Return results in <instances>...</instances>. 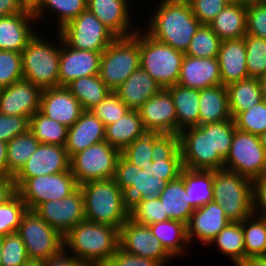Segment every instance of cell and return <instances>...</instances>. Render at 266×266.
Returning <instances> with one entry per match:
<instances>
[{
	"label": "cell",
	"instance_id": "cell-31",
	"mask_svg": "<svg viewBox=\"0 0 266 266\" xmlns=\"http://www.w3.org/2000/svg\"><path fill=\"white\" fill-rule=\"evenodd\" d=\"M172 96L177 115V134L181 130L199 126V89L179 84L166 88Z\"/></svg>",
	"mask_w": 266,
	"mask_h": 266
},
{
	"label": "cell",
	"instance_id": "cell-58",
	"mask_svg": "<svg viewBox=\"0 0 266 266\" xmlns=\"http://www.w3.org/2000/svg\"><path fill=\"white\" fill-rule=\"evenodd\" d=\"M134 177V165L128 162L122 155L118 158L114 181L123 190L126 187L132 186Z\"/></svg>",
	"mask_w": 266,
	"mask_h": 266
},
{
	"label": "cell",
	"instance_id": "cell-22",
	"mask_svg": "<svg viewBox=\"0 0 266 266\" xmlns=\"http://www.w3.org/2000/svg\"><path fill=\"white\" fill-rule=\"evenodd\" d=\"M39 111L69 128L84 110L66 86H58L42 89Z\"/></svg>",
	"mask_w": 266,
	"mask_h": 266
},
{
	"label": "cell",
	"instance_id": "cell-39",
	"mask_svg": "<svg viewBox=\"0 0 266 266\" xmlns=\"http://www.w3.org/2000/svg\"><path fill=\"white\" fill-rule=\"evenodd\" d=\"M80 102L83 110L90 111L110 94L111 90L100 79L99 75L86 76L73 80L66 86Z\"/></svg>",
	"mask_w": 266,
	"mask_h": 266
},
{
	"label": "cell",
	"instance_id": "cell-17",
	"mask_svg": "<svg viewBox=\"0 0 266 266\" xmlns=\"http://www.w3.org/2000/svg\"><path fill=\"white\" fill-rule=\"evenodd\" d=\"M65 171H70V158L65 146L40 143L13 180L17 189L28 178Z\"/></svg>",
	"mask_w": 266,
	"mask_h": 266
},
{
	"label": "cell",
	"instance_id": "cell-15",
	"mask_svg": "<svg viewBox=\"0 0 266 266\" xmlns=\"http://www.w3.org/2000/svg\"><path fill=\"white\" fill-rule=\"evenodd\" d=\"M119 247L125 252L158 261L162 266L174 260L147 225L128 218L119 230Z\"/></svg>",
	"mask_w": 266,
	"mask_h": 266
},
{
	"label": "cell",
	"instance_id": "cell-28",
	"mask_svg": "<svg viewBox=\"0 0 266 266\" xmlns=\"http://www.w3.org/2000/svg\"><path fill=\"white\" fill-rule=\"evenodd\" d=\"M161 89V86L139 67L114 92L129 109L138 110Z\"/></svg>",
	"mask_w": 266,
	"mask_h": 266
},
{
	"label": "cell",
	"instance_id": "cell-49",
	"mask_svg": "<svg viewBox=\"0 0 266 266\" xmlns=\"http://www.w3.org/2000/svg\"><path fill=\"white\" fill-rule=\"evenodd\" d=\"M129 218L141 225H147L169 220L164 214L163 204L158 197L141 200L129 213Z\"/></svg>",
	"mask_w": 266,
	"mask_h": 266
},
{
	"label": "cell",
	"instance_id": "cell-59",
	"mask_svg": "<svg viewBox=\"0 0 266 266\" xmlns=\"http://www.w3.org/2000/svg\"><path fill=\"white\" fill-rule=\"evenodd\" d=\"M254 213L266 217V172L253 181Z\"/></svg>",
	"mask_w": 266,
	"mask_h": 266
},
{
	"label": "cell",
	"instance_id": "cell-43",
	"mask_svg": "<svg viewBox=\"0 0 266 266\" xmlns=\"http://www.w3.org/2000/svg\"><path fill=\"white\" fill-rule=\"evenodd\" d=\"M221 42L222 40L208 25H201L184 54L196 58L218 57Z\"/></svg>",
	"mask_w": 266,
	"mask_h": 266
},
{
	"label": "cell",
	"instance_id": "cell-29",
	"mask_svg": "<svg viewBox=\"0 0 266 266\" xmlns=\"http://www.w3.org/2000/svg\"><path fill=\"white\" fill-rule=\"evenodd\" d=\"M230 119L226 86L220 84L199 90V125Z\"/></svg>",
	"mask_w": 266,
	"mask_h": 266
},
{
	"label": "cell",
	"instance_id": "cell-45",
	"mask_svg": "<svg viewBox=\"0 0 266 266\" xmlns=\"http://www.w3.org/2000/svg\"><path fill=\"white\" fill-rule=\"evenodd\" d=\"M157 132L146 131L139 136L135 141L129 144L121 155L133 165L139 168L151 166L152 150H153V136Z\"/></svg>",
	"mask_w": 266,
	"mask_h": 266
},
{
	"label": "cell",
	"instance_id": "cell-13",
	"mask_svg": "<svg viewBox=\"0 0 266 266\" xmlns=\"http://www.w3.org/2000/svg\"><path fill=\"white\" fill-rule=\"evenodd\" d=\"M58 32L62 40L74 49L101 53L117 38L88 9Z\"/></svg>",
	"mask_w": 266,
	"mask_h": 266
},
{
	"label": "cell",
	"instance_id": "cell-69",
	"mask_svg": "<svg viewBox=\"0 0 266 266\" xmlns=\"http://www.w3.org/2000/svg\"><path fill=\"white\" fill-rule=\"evenodd\" d=\"M28 7H33L38 0H23Z\"/></svg>",
	"mask_w": 266,
	"mask_h": 266
},
{
	"label": "cell",
	"instance_id": "cell-54",
	"mask_svg": "<svg viewBox=\"0 0 266 266\" xmlns=\"http://www.w3.org/2000/svg\"><path fill=\"white\" fill-rule=\"evenodd\" d=\"M202 25L209 23L228 5L225 0H187Z\"/></svg>",
	"mask_w": 266,
	"mask_h": 266
},
{
	"label": "cell",
	"instance_id": "cell-36",
	"mask_svg": "<svg viewBox=\"0 0 266 266\" xmlns=\"http://www.w3.org/2000/svg\"><path fill=\"white\" fill-rule=\"evenodd\" d=\"M180 176L185 183L187 201L194 209L213 201V170L183 168Z\"/></svg>",
	"mask_w": 266,
	"mask_h": 266
},
{
	"label": "cell",
	"instance_id": "cell-24",
	"mask_svg": "<svg viewBox=\"0 0 266 266\" xmlns=\"http://www.w3.org/2000/svg\"><path fill=\"white\" fill-rule=\"evenodd\" d=\"M129 0H87V9L116 37H129L138 28L131 27Z\"/></svg>",
	"mask_w": 266,
	"mask_h": 266
},
{
	"label": "cell",
	"instance_id": "cell-50",
	"mask_svg": "<svg viewBox=\"0 0 266 266\" xmlns=\"http://www.w3.org/2000/svg\"><path fill=\"white\" fill-rule=\"evenodd\" d=\"M23 79L20 52L0 50V89Z\"/></svg>",
	"mask_w": 266,
	"mask_h": 266
},
{
	"label": "cell",
	"instance_id": "cell-1",
	"mask_svg": "<svg viewBox=\"0 0 266 266\" xmlns=\"http://www.w3.org/2000/svg\"><path fill=\"white\" fill-rule=\"evenodd\" d=\"M152 12L146 32L170 47L186 52L190 41L202 25L193 15L187 0H160Z\"/></svg>",
	"mask_w": 266,
	"mask_h": 266
},
{
	"label": "cell",
	"instance_id": "cell-5",
	"mask_svg": "<svg viewBox=\"0 0 266 266\" xmlns=\"http://www.w3.org/2000/svg\"><path fill=\"white\" fill-rule=\"evenodd\" d=\"M39 32L37 31L21 52L23 79L41 89L58 87L60 33H55L58 40L52 42Z\"/></svg>",
	"mask_w": 266,
	"mask_h": 266
},
{
	"label": "cell",
	"instance_id": "cell-3",
	"mask_svg": "<svg viewBox=\"0 0 266 266\" xmlns=\"http://www.w3.org/2000/svg\"><path fill=\"white\" fill-rule=\"evenodd\" d=\"M79 187L84 196L85 220L120 230L129 213L123 204L122 190L114 179L88 181Z\"/></svg>",
	"mask_w": 266,
	"mask_h": 266
},
{
	"label": "cell",
	"instance_id": "cell-4",
	"mask_svg": "<svg viewBox=\"0 0 266 266\" xmlns=\"http://www.w3.org/2000/svg\"><path fill=\"white\" fill-rule=\"evenodd\" d=\"M182 169L180 150L171 159H156L151 166L142 169L134 165L133 184L122 190L123 204L128 213L141 200L158 197L167 182L180 176Z\"/></svg>",
	"mask_w": 266,
	"mask_h": 266
},
{
	"label": "cell",
	"instance_id": "cell-9",
	"mask_svg": "<svg viewBox=\"0 0 266 266\" xmlns=\"http://www.w3.org/2000/svg\"><path fill=\"white\" fill-rule=\"evenodd\" d=\"M183 168L219 170L224 159L213 154L212 123L185 128L179 133Z\"/></svg>",
	"mask_w": 266,
	"mask_h": 266
},
{
	"label": "cell",
	"instance_id": "cell-56",
	"mask_svg": "<svg viewBox=\"0 0 266 266\" xmlns=\"http://www.w3.org/2000/svg\"><path fill=\"white\" fill-rule=\"evenodd\" d=\"M29 130V119L24 116L7 115L0 112V141L9 142Z\"/></svg>",
	"mask_w": 266,
	"mask_h": 266
},
{
	"label": "cell",
	"instance_id": "cell-14",
	"mask_svg": "<svg viewBox=\"0 0 266 266\" xmlns=\"http://www.w3.org/2000/svg\"><path fill=\"white\" fill-rule=\"evenodd\" d=\"M78 187L72 172L65 171L28 178L16 189V192L26 204L27 209L35 211L42 203L62 200Z\"/></svg>",
	"mask_w": 266,
	"mask_h": 266
},
{
	"label": "cell",
	"instance_id": "cell-44",
	"mask_svg": "<svg viewBox=\"0 0 266 266\" xmlns=\"http://www.w3.org/2000/svg\"><path fill=\"white\" fill-rule=\"evenodd\" d=\"M248 77L259 78L266 73V39L244 36Z\"/></svg>",
	"mask_w": 266,
	"mask_h": 266
},
{
	"label": "cell",
	"instance_id": "cell-25",
	"mask_svg": "<svg viewBox=\"0 0 266 266\" xmlns=\"http://www.w3.org/2000/svg\"><path fill=\"white\" fill-rule=\"evenodd\" d=\"M177 84L199 90L222 84L218 58L185 55Z\"/></svg>",
	"mask_w": 266,
	"mask_h": 266
},
{
	"label": "cell",
	"instance_id": "cell-41",
	"mask_svg": "<svg viewBox=\"0 0 266 266\" xmlns=\"http://www.w3.org/2000/svg\"><path fill=\"white\" fill-rule=\"evenodd\" d=\"M29 130L40 143L65 146L68 127L48 118L40 111L35 112L29 119Z\"/></svg>",
	"mask_w": 266,
	"mask_h": 266
},
{
	"label": "cell",
	"instance_id": "cell-21",
	"mask_svg": "<svg viewBox=\"0 0 266 266\" xmlns=\"http://www.w3.org/2000/svg\"><path fill=\"white\" fill-rule=\"evenodd\" d=\"M42 89L25 79L0 89V112L30 117L40 109Z\"/></svg>",
	"mask_w": 266,
	"mask_h": 266
},
{
	"label": "cell",
	"instance_id": "cell-55",
	"mask_svg": "<svg viewBox=\"0 0 266 266\" xmlns=\"http://www.w3.org/2000/svg\"><path fill=\"white\" fill-rule=\"evenodd\" d=\"M180 150L179 134H160L153 136L152 161L171 159Z\"/></svg>",
	"mask_w": 266,
	"mask_h": 266
},
{
	"label": "cell",
	"instance_id": "cell-40",
	"mask_svg": "<svg viewBox=\"0 0 266 266\" xmlns=\"http://www.w3.org/2000/svg\"><path fill=\"white\" fill-rule=\"evenodd\" d=\"M39 144L30 130L7 142V176L14 177L35 153Z\"/></svg>",
	"mask_w": 266,
	"mask_h": 266
},
{
	"label": "cell",
	"instance_id": "cell-53",
	"mask_svg": "<svg viewBox=\"0 0 266 266\" xmlns=\"http://www.w3.org/2000/svg\"><path fill=\"white\" fill-rule=\"evenodd\" d=\"M246 34L266 39V3L246 5Z\"/></svg>",
	"mask_w": 266,
	"mask_h": 266
},
{
	"label": "cell",
	"instance_id": "cell-18",
	"mask_svg": "<svg viewBox=\"0 0 266 266\" xmlns=\"http://www.w3.org/2000/svg\"><path fill=\"white\" fill-rule=\"evenodd\" d=\"M146 131L177 134V115L172 96L162 88L138 109Z\"/></svg>",
	"mask_w": 266,
	"mask_h": 266
},
{
	"label": "cell",
	"instance_id": "cell-6",
	"mask_svg": "<svg viewBox=\"0 0 266 266\" xmlns=\"http://www.w3.org/2000/svg\"><path fill=\"white\" fill-rule=\"evenodd\" d=\"M213 201L231 222L254 213L253 181L226 169L213 170Z\"/></svg>",
	"mask_w": 266,
	"mask_h": 266
},
{
	"label": "cell",
	"instance_id": "cell-20",
	"mask_svg": "<svg viewBox=\"0 0 266 266\" xmlns=\"http://www.w3.org/2000/svg\"><path fill=\"white\" fill-rule=\"evenodd\" d=\"M231 221L226 217L223 207L211 201L195 209L186 225L189 244L200 241L205 248L211 240Z\"/></svg>",
	"mask_w": 266,
	"mask_h": 266
},
{
	"label": "cell",
	"instance_id": "cell-35",
	"mask_svg": "<svg viewBox=\"0 0 266 266\" xmlns=\"http://www.w3.org/2000/svg\"><path fill=\"white\" fill-rule=\"evenodd\" d=\"M223 40L246 35V5L228 4L208 25Z\"/></svg>",
	"mask_w": 266,
	"mask_h": 266
},
{
	"label": "cell",
	"instance_id": "cell-37",
	"mask_svg": "<svg viewBox=\"0 0 266 266\" xmlns=\"http://www.w3.org/2000/svg\"><path fill=\"white\" fill-rule=\"evenodd\" d=\"M226 89L232 119L239 113L263 101L258 78L242 79L227 85Z\"/></svg>",
	"mask_w": 266,
	"mask_h": 266
},
{
	"label": "cell",
	"instance_id": "cell-10",
	"mask_svg": "<svg viewBox=\"0 0 266 266\" xmlns=\"http://www.w3.org/2000/svg\"><path fill=\"white\" fill-rule=\"evenodd\" d=\"M121 152L108 142L89 146L70 158V171L78 185L93 180L112 179Z\"/></svg>",
	"mask_w": 266,
	"mask_h": 266
},
{
	"label": "cell",
	"instance_id": "cell-26",
	"mask_svg": "<svg viewBox=\"0 0 266 266\" xmlns=\"http://www.w3.org/2000/svg\"><path fill=\"white\" fill-rule=\"evenodd\" d=\"M105 141V126L91 112L83 111L79 119L68 128L65 148L69 158L91 145Z\"/></svg>",
	"mask_w": 266,
	"mask_h": 266
},
{
	"label": "cell",
	"instance_id": "cell-46",
	"mask_svg": "<svg viewBox=\"0 0 266 266\" xmlns=\"http://www.w3.org/2000/svg\"><path fill=\"white\" fill-rule=\"evenodd\" d=\"M27 210L26 204L17 193L0 206V237L17 232Z\"/></svg>",
	"mask_w": 266,
	"mask_h": 266
},
{
	"label": "cell",
	"instance_id": "cell-61",
	"mask_svg": "<svg viewBox=\"0 0 266 266\" xmlns=\"http://www.w3.org/2000/svg\"><path fill=\"white\" fill-rule=\"evenodd\" d=\"M16 186L12 176L0 175V206L16 194Z\"/></svg>",
	"mask_w": 266,
	"mask_h": 266
},
{
	"label": "cell",
	"instance_id": "cell-60",
	"mask_svg": "<svg viewBox=\"0 0 266 266\" xmlns=\"http://www.w3.org/2000/svg\"><path fill=\"white\" fill-rule=\"evenodd\" d=\"M43 266H84L64 247L57 253L42 261Z\"/></svg>",
	"mask_w": 266,
	"mask_h": 266
},
{
	"label": "cell",
	"instance_id": "cell-66",
	"mask_svg": "<svg viewBox=\"0 0 266 266\" xmlns=\"http://www.w3.org/2000/svg\"><path fill=\"white\" fill-rule=\"evenodd\" d=\"M260 142L266 150V130L259 135Z\"/></svg>",
	"mask_w": 266,
	"mask_h": 266
},
{
	"label": "cell",
	"instance_id": "cell-11",
	"mask_svg": "<svg viewBox=\"0 0 266 266\" xmlns=\"http://www.w3.org/2000/svg\"><path fill=\"white\" fill-rule=\"evenodd\" d=\"M223 169L252 181L262 176L266 172V150L259 136L236 129Z\"/></svg>",
	"mask_w": 266,
	"mask_h": 266
},
{
	"label": "cell",
	"instance_id": "cell-51",
	"mask_svg": "<svg viewBox=\"0 0 266 266\" xmlns=\"http://www.w3.org/2000/svg\"><path fill=\"white\" fill-rule=\"evenodd\" d=\"M130 109L118 97V95L111 91L102 102L92 108L90 111L104 124L108 126L118 121Z\"/></svg>",
	"mask_w": 266,
	"mask_h": 266
},
{
	"label": "cell",
	"instance_id": "cell-30",
	"mask_svg": "<svg viewBox=\"0 0 266 266\" xmlns=\"http://www.w3.org/2000/svg\"><path fill=\"white\" fill-rule=\"evenodd\" d=\"M87 9V0H38L32 7L36 22L51 14L55 16L57 32Z\"/></svg>",
	"mask_w": 266,
	"mask_h": 266
},
{
	"label": "cell",
	"instance_id": "cell-67",
	"mask_svg": "<svg viewBox=\"0 0 266 266\" xmlns=\"http://www.w3.org/2000/svg\"><path fill=\"white\" fill-rule=\"evenodd\" d=\"M266 3V0H243V4Z\"/></svg>",
	"mask_w": 266,
	"mask_h": 266
},
{
	"label": "cell",
	"instance_id": "cell-8",
	"mask_svg": "<svg viewBox=\"0 0 266 266\" xmlns=\"http://www.w3.org/2000/svg\"><path fill=\"white\" fill-rule=\"evenodd\" d=\"M140 67L139 26L129 37H117L101 54L99 77L114 91Z\"/></svg>",
	"mask_w": 266,
	"mask_h": 266
},
{
	"label": "cell",
	"instance_id": "cell-12",
	"mask_svg": "<svg viewBox=\"0 0 266 266\" xmlns=\"http://www.w3.org/2000/svg\"><path fill=\"white\" fill-rule=\"evenodd\" d=\"M17 233L30 261L47 260L64 247V236L49 226L34 210L28 209L22 216Z\"/></svg>",
	"mask_w": 266,
	"mask_h": 266
},
{
	"label": "cell",
	"instance_id": "cell-16",
	"mask_svg": "<svg viewBox=\"0 0 266 266\" xmlns=\"http://www.w3.org/2000/svg\"><path fill=\"white\" fill-rule=\"evenodd\" d=\"M35 211L49 226L65 236L74 226L85 220L82 190L78 187L62 200L44 202Z\"/></svg>",
	"mask_w": 266,
	"mask_h": 266
},
{
	"label": "cell",
	"instance_id": "cell-47",
	"mask_svg": "<svg viewBox=\"0 0 266 266\" xmlns=\"http://www.w3.org/2000/svg\"><path fill=\"white\" fill-rule=\"evenodd\" d=\"M236 129L259 136L266 130V103H260L239 113L234 118Z\"/></svg>",
	"mask_w": 266,
	"mask_h": 266
},
{
	"label": "cell",
	"instance_id": "cell-68",
	"mask_svg": "<svg viewBox=\"0 0 266 266\" xmlns=\"http://www.w3.org/2000/svg\"><path fill=\"white\" fill-rule=\"evenodd\" d=\"M25 266H43L42 261H29Z\"/></svg>",
	"mask_w": 266,
	"mask_h": 266
},
{
	"label": "cell",
	"instance_id": "cell-27",
	"mask_svg": "<svg viewBox=\"0 0 266 266\" xmlns=\"http://www.w3.org/2000/svg\"><path fill=\"white\" fill-rule=\"evenodd\" d=\"M217 58L222 85L248 78L244 38L223 40Z\"/></svg>",
	"mask_w": 266,
	"mask_h": 266
},
{
	"label": "cell",
	"instance_id": "cell-23",
	"mask_svg": "<svg viewBox=\"0 0 266 266\" xmlns=\"http://www.w3.org/2000/svg\"><path fill=\"white\" fill-rule=\"evenodd\" d=\"M35 25L37 22L32 7L24 12L0 17V50L21 53L37 33Z\"/></svg>",
	"mask_w": 266,
	"mask_h": 266
},
{
	"label": "cell",
	"instance_id": "cell-32",
	"mask_svg": "<svg viewBox=\"0 0 266 266\" xmlns=\"http://www.w3.org/2000/svg\"><path fill=\"white\" fill-rule=\"evenodd\" d=\"M146 132L138 110H129L118 121L105 127V141L122 152Z\"/></svg>",
	"mask_w": 266,
	"mask_h": 266
},
{
	"label": "cell",
	"instance_id": "cell-52",
	"mask_svg": "<svg viewBox=\"0 0 266 266\" xmlns=\"http://www.w3.org/2000/svg\"><path fill=\"white\" fill-rule=\"evenodd\" d=\"M235 130L234 119L212 123L213 154H219L224 160L226 159Z\"/></svg>",
	"mask_w": 266,
	"mask_h": 266
},
{
	"label": "cell",
	"instance_id": "cell-71",
	"mask_svg": "<svg viewBox=\"0 0 266 266\" xmlns=\"http://www.w3.org/2000/svg\"><path fill=\"white\" fill-rule=\"evenodd\" d=\"M1 254H2V237H0V266H1Z\"/></svg>",
	"mask_w": 266,
	"mask_h": 266
},
{
	"label": "cell",
	"instance_id": "cell-7",
	"mask_svg": "<svg viewBox=\"0 0 266 266\" xmlns=\"http://www.w3.org/2000/svg\"><path fill=\"white\" fill-rule=\"evenodd\" d=\"M142 29V30H141ZM142 31V32H141ZM140 67L144 69L160 86L177 84L184 52L176 50L150 36L139 28Z\"/></svg>",
	"mask_w": 266,
	"mask_h": 266
},
{
	"label": "cell",
	"instance_id": "cell-2",
	"mask_svg": "<svg viewBox=\"0 0 266 266\" xmlns=\"http://www.w3.org/2000/svg\"><path fill=\"white\" fill-rule=\"evenodd\" d=\"M63 242L84 266H105L119 247V230L84 220L63 237Z\"/></svg>",
	"mask_w": 266,
	"mask_h": 266
},
{
	"label": "cell",
	"instance_id": "cell-64",
	"mask_svg": "<svg viewBox=\"0 0 266 266\" xmlns=\"http://www.w3.org/2000/svg\"><path fill=\"white\" fill-rule=\"evenodd\" d=\"M238 266H266V255L245 258Z\"/></svg>",
	"mask_w": 266,
	"mask_h": 266
},
{
	"label": "cell",
	"instance_id": "cell-57",
	"mask_svg": "<svg viewBox=\"0 0 266 266\" xmlns=\"http://www.w3.org/2000/svg\"><path fill=\"white\" fill-rule=\"evenodd\" d=\"M105 266H162L158 261L129 254L118 247Z\"/></svg>",
	"mask_w": 266,
	"mask_h": 266
},
{
	"label": "cell",
	"instance_id": "cell-70",
	"mask_svg": "<svg viewBox=\"0 0 266 266\" xmlns=\"http://www.w3.org/2000/svg\"><path fill=\"white\" fill-rule=\"evenodd\" d=\"M228 4H242L243 0H225Z\"/></svg>",
	"mask_w": 266,
	"mask_h": 266
},
{
	"label": "cell",
	"instance_id": "cell-38",
	"mask_svg": "<svg viewBox=\"0 0 266 266\" xmlns=\"http://www.w3.org/2000/svg\"><path fill=\"white\" fill-rule=\"evenodd\" d=\"M216 244V245H215ZM216 246L221 255L227 256L234 266L245 259L244 233L241 222H230L208 244Z\"/></svg>",
	"mask_w": 266,
	"mask_h": 266
},
{
	"label": "cell",
	"instance_id": "cell-48",
	"mask_svg": "<svg viewBox=\"0 0 266 266\" xmlns=\"http://www.w3.org/2000/svg\"><path fill=\"white\" fill-rule=\"evenodd\" d=\"M30 261L17 232L2 237L1 266H25Z\"/></svg>",
	"mask_w": 266,
	"mask_h": 266
},
{
	"label": "cell",
	"instance_id": "cell-19",
	"mask_svg": "<svg viewBox=\"0 0 266 266\" xmlns=\"http://www.w3.org/2000/svg\"><path fill=\"white\" fill-rule=\"evenodd\" d=\"M101 54L74 49L60 36L59 86H67L81 77L99 75Z\"/></svg>",
	"mask_w": 266,
	"mask_h": 266
},
{
	"label": "cell",
	"instance_id": "cell-65",
	"mask_svg": "<svg viewBox=\"0 0 266 266\" xmlns=\"http://www.w3.org/2000/svg\"><path fill=\"white\" fill-rule=\"evenodd\" d=\"M263 101L266 103V73L258 78Z\"/></svg>",
	"mask_w": 266,
	"mask_h": 266
},
{
	"label": "cell",
	"instance_id": "cell-42",
	"mask_svg": "<svg viewBox=\"0 0 266 266\" xmlns=\"http://www.w3.org/2000/svg\"><path fill=\"white\" fill-rule=\"evenodd\" d=\"M245 258L266 255V217L251 214L242 222Z\"/></svg>",
	"mask_w": 266,
	"mask_h": 266
},
{
	"label": "cell",
	"instance_id": "cell-34",
	"mask_svg": "<svg viewBox=\"0 0 266 266\" xmlns=\"http://www.w3.org/2000/svg\"><path fill=\"white\" fill-rule=\"evenodd\" d=\"M158 198L163 204L164 214H167L169 219L180 221L187 225L195 209L187 201L185 183L181 176L167 182Z\"/></svg>",
	"mask_w": 266,
	"mask_h": 266
},
{
	"label": "cell",
	"instance_id": "cell-33",
	"mask_svg": "<svg viewBox=\"0 0 266 266\" xmlns=\"http://www.w3.org/2000/svg\"><path fill=\"white\" fill-rule=\"evenodd\" d=\"M149 227L153 235L174 260L190 251L188 249L190 244L187 238L186 224L169 219L150 224Z\"/></svg>",
	"mask_w": 266,
	"mask_h": 266
},
{
	"label": "cell",
	"instance_id": "cell-63",
	"mask_svg": "<svg viewBox=\"0 0 266 266\" xmlns=\"http://www.w3.org/2000/svg\"><path fill=\"white\" fill-rule=\"evenodd\" d=\"M0 175L7 176V143L0 141Z\"/></svg>",
	"mask_w": 266,
	"mask_h": 266
},
{
	"label": "cell",
	"instance_id": "cell-62",
	"mask_svg": "<svg viewBox=\"0 0 266 266\" xmlns=\"http://www.w3.org/2000/svg\"><path fill=\"white\" fill-rule=\"evenodd\" d=\"M28 8L23 0H0V17L24 12Z\"/></svg>",
	"mask_w": 266,
	"mask_h": 266
}]
</instances>
